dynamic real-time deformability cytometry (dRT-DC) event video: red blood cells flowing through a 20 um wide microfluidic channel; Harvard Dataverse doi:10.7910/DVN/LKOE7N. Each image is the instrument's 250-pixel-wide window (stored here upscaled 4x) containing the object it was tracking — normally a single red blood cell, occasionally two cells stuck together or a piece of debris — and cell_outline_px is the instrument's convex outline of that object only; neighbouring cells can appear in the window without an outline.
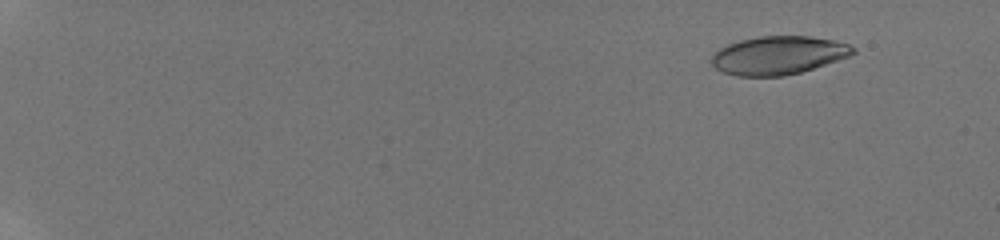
{"species": "human", "species_latin": "Homo sapiens", "temperature_condition": "room temperature", "stored_images_in_passage": 22, "camera_frame_rate_fps": 3000, "um_per_image_px": 0.085, "donor": {"sex": "male"}, "frame": {"image": 1, "passage_image": 4, "time_ms": 1.667, "image_size_px": [1000, 240], "cell_outline_px": [[856, 52], [848, 56], [800, 72], [784, 76], [736, 76], [724, 72], [716, 68], [712, 64], [712, 56], [720, 48], [728, 44], [740, 40], [760, 36], [808, 36], [832, 40], [848, 44], [856, 48]], "centroid_in_image_um": [66.14, 4.7], "position_along_channel_um": 18.9, "area_um2": 31.21}}
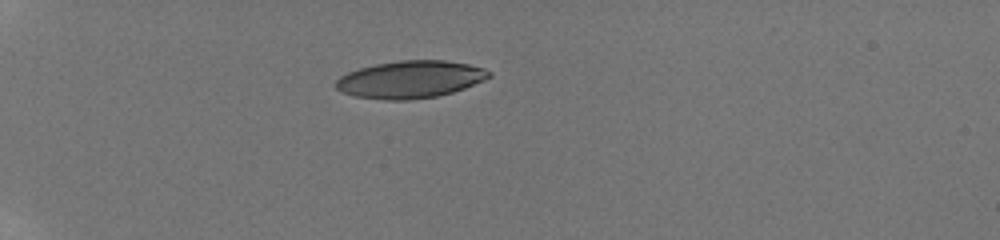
{"frame": {"image": 2, "passage_image": 18, "time_ms": 6.0, "image_size_px": [1000, 240], "cell_outline_px": [[492, 76], [484, 80], [464, 88], [452, 92], [436, 96], [408, 100], [384, 100], [356, 96], [340, 92], [332, 84], [340, 76], [348, 72], [360, 68], [376, 64], [400, 60], [444, 60], [468, 64], [484, 68], [492, 72]], "centroid_in_image_um": [34.85, 6.75], "position_along_channel_um": 50.1, "area_um2": 33.41}}